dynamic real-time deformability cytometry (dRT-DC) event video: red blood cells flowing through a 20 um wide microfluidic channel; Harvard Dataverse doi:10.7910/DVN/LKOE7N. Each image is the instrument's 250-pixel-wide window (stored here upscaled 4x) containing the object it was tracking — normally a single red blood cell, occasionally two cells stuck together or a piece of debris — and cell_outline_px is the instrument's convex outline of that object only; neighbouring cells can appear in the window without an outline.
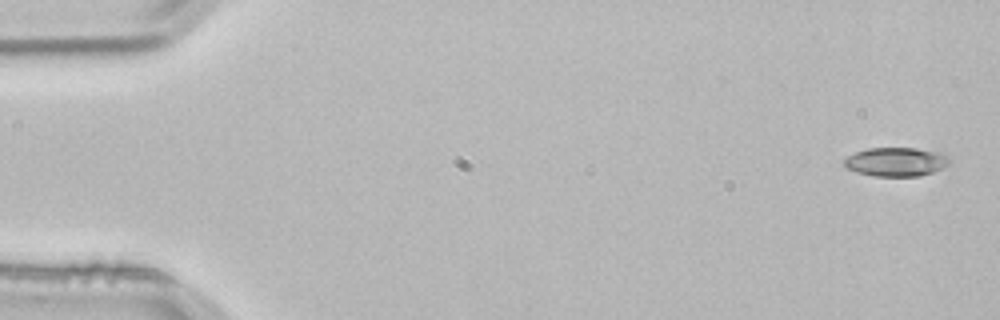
{"species": "common noctule bat (a hibernating species)", "species_latin": "Nyctalus noctula", "temperature_condition": "room temperature", "stored_images_in_passage": 5, "camera_frame_rate_fps": 3000, "um_per_image_px": 0.085, "animal": {"sex": "male", "body_mass_g": 21.5, "forearm_length_mm": 52.0}, "frame": {"image": 1, "passage_image": 1, "time_ms": 0.0, "image_size_px": [1000, 320], "cell_outline_px": [[948, 164], [944, 168], [920, 176], [872, 176], [856, 172], [848, 168], [844, 164], [844, 160], [848, 156], [856, 152], [868, 148], [916, 148], [940, 152], [948, 156]], "centroid_in_image_um": [76.17, 13.76], "position_along_channel_um": 8.8, "area_um2": 17.69}}